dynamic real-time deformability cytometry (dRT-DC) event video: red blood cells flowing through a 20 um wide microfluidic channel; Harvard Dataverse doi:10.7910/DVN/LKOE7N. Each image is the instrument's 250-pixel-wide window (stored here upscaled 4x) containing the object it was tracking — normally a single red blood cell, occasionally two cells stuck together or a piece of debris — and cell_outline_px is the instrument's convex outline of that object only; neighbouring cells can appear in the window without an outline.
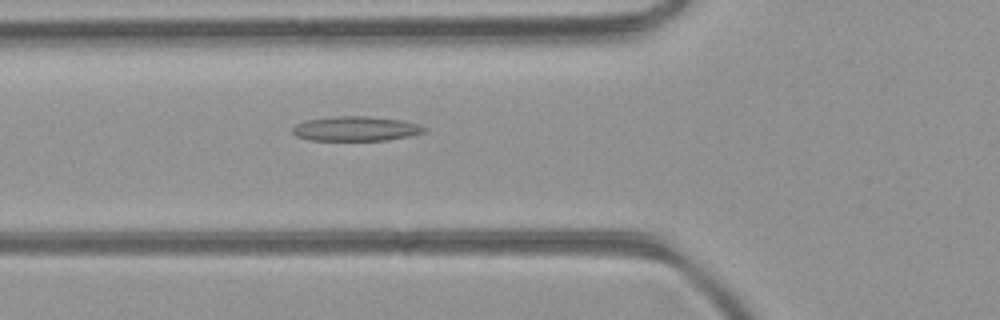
{"species": "common noctule bat (a hibernating species)", "species_latin": "Nyctalus noctula", "temperature_condition": "room temperature", "stored_images_in_passage": 49, "camera_frame_rate_fps": 3000, "um_per_image_px": 0.085, "animal": {"sex": "female", "body_mass_g": 21.9}, "frame": {"image": 1, "passage_image": 18, "time_ms": 5.667, "image_size_px": [1000, 320], "cell_outline_px": [[428, 128], [424, 132], [408, 136], [388, 140], [308, 140], [296, 136], [292, 132], [292, 128], [296, 124], [304, 120], [336, 116], [368, 116], [400, 120], [416, 124]], "centroid_in_image_um": [30.2, 10.94], "position_along_channel_um": 95.6, "area_um2": 18.84}}
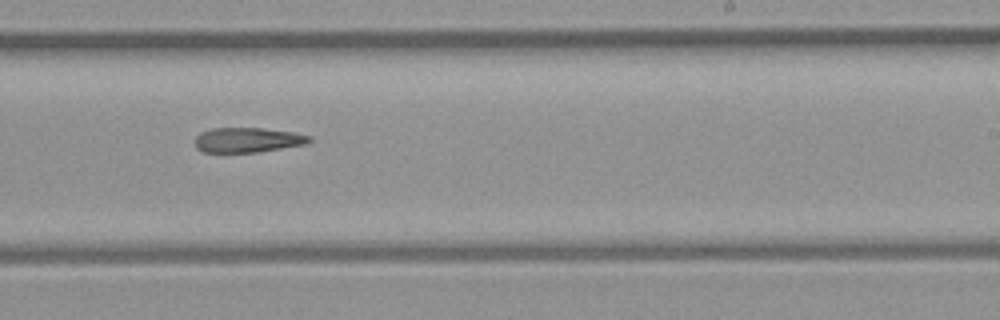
{"frame": {"image": 2, "passage_image": 30, "time_ms": 9.667, "image_size_px": [1000, 320], "cell_outline_px": [[312, 140], [304, 144], [256, 152], [204, 152], [196, 148], [196, 136], [200, 132], [212, 128], [264, 128], [292, 132], [312, 136]], "centroid_in_image_um": [21.03, 11.89], "position_along_channel_um": 268.0, "area_um2": 16.42}}
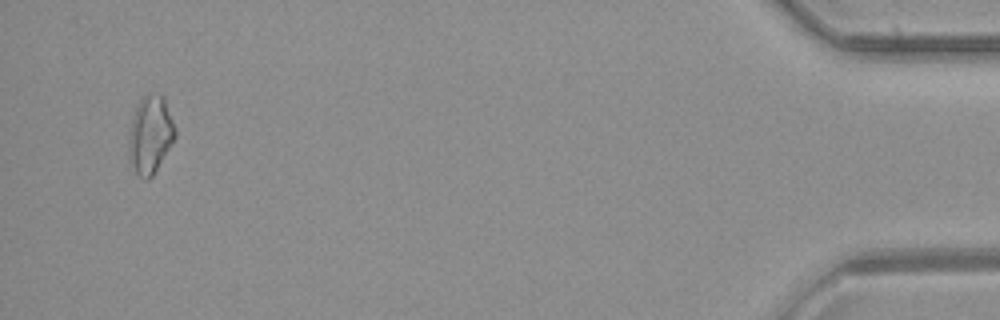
{"frame": {"image": 3, "passage_image": 47, "time_ms": 15.333, "image_size_px": [1000, 320], "cell_outline_px": [[176, 136], [152, 176], [148, 180], [144, 180], [136, 172], [132, 164], [128, 152], [128, 144], [132, 124], [136, 108], [140, 100], [144, 96], [152, 92], [164, 96], [176, 128]], "centroid_in_image_um": [12.8, 11.43], "position_along_channel_um": 422.4, "area_um2": 20.63}}